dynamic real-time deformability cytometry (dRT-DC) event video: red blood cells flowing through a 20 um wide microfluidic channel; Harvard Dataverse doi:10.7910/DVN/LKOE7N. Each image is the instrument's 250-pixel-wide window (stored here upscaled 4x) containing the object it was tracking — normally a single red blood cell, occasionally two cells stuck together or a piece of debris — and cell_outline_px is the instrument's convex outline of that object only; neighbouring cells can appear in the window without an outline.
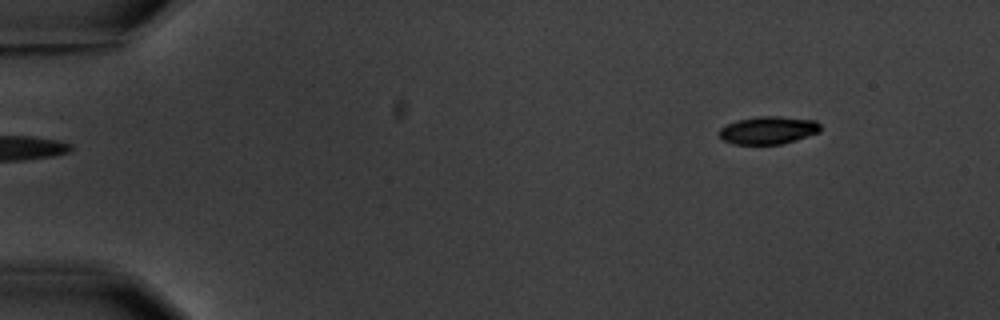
{"species": "common noctule bat (a hibernating species)", "species_latin": "Nyctalus noctula", "temperature_condition": "warm", "stored_images_in_passage": 2, "camera_frame_rate_fps": 3000, "um_per_image_px": 0.085, "animal": {"sex": "male", "body_mass_g": 20.1, "forearm_length_mm": 53.5}, "frame": {"image": 1, "passage_image": 2, "time_ms": 1.333, "image_size_px": [1000, 320], "cell_outline_px": [[820, 132], [796, 140], [780, 144], [732, 144], [724, 140], [720, 136], [720, 128], [728, 124], [740, 120], [760, 116], [780, 116], [816, 120], [820, 124]], "centroid_in_image_um": [65.34, 11.07], "position_along_channel_um": 19.7, "area_um2": 16.24}}